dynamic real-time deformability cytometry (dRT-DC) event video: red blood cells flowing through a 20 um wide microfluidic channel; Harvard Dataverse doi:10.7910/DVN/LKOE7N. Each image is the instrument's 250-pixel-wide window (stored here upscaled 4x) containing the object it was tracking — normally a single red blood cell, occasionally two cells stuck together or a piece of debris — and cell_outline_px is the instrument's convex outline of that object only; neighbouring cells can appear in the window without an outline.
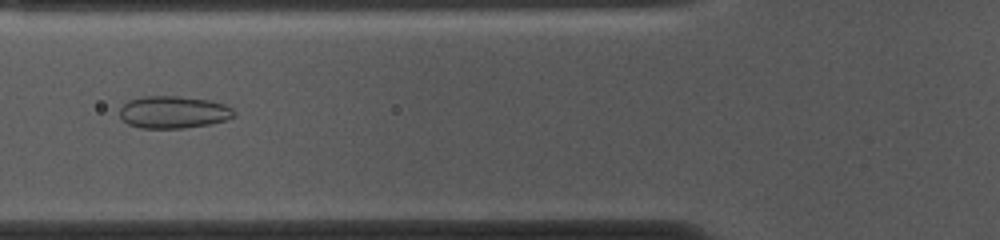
{"species": "common noctule bat (a hibernating species)", "species_latin": "Nyctalus noctula", "temperature_condition": "cold", "stored_images_in_passage": 52, "camera_frame_rate_fps": 3000, "um_per_image_px": 0.085, "animal": {"sex": "female", "body_mass_g": 10.0, "forearm_length_mm": 53.1}, "frame": {"image": 1, "passage_image": 18, "time_ms": 5.667, "image_size_px": [1000, 240], "cell_outline_px": [[236, 116], [212, 124], [184, 128], [140, 128], [128, 124], [120, 116], [120, 108], [128, 100], [144, 96], [176, 96], [208, 100], [224, 104], [232, 108], [236, 112]], "centroid_in_image_um": [14.75, 9.54], "position_along_channel_um": 111.0, "area_um2": 21.56}}
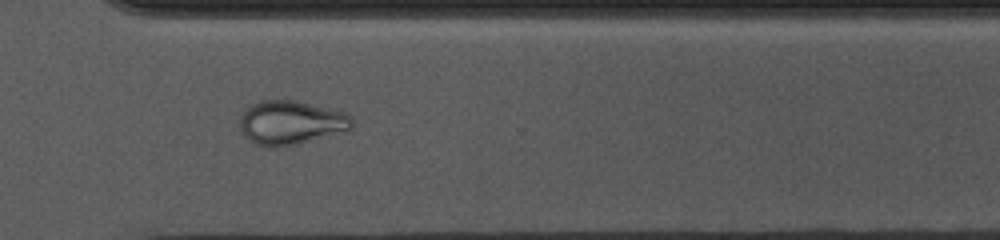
{"frame": {"image": 2, "passage_image": 37, "time_ms": 12.0, "image_size_px": [1000, 240], "cell_outline_px": [[352, 128], [348, 132], [300, 144], [276, 148], [268, 148], [256, 144], [248, 140], [244, 136], [240, 128], [240, 116], [252, 104], [264, 100], [292, 100], [344, 112], [352, 116]], "centroid_in_image_um": [24.75, 10.47], "position_along_channel_um": 345.8, "area_um2": 29.13}}
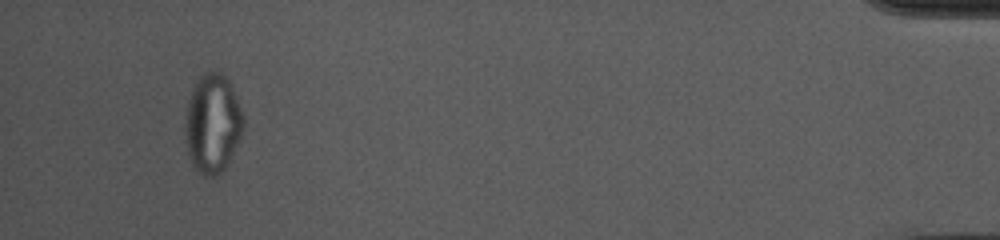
{"frame": {"image": 3, "passage_image": 49, "time_ms": 16.0, "image_size_px": [1000, 240], "cell_outline_px": [[244, 132], [228, 164], [220, 172], [212, 176], [204, 176], [192, 164], [188, 156], [184, 132], [184, 124], [188, 100], [192, 88], [196, 80], [200, 76], [212, 68], [220, 72], [228, 80], [236, 96], [244, 116]], "centroid_in_image_um": [18.07, 10.48], "position_along_channel_um": 417.1, "area_um2": 34.04}, "authors_computed_cell_mechanics": {"area_um2": 26.9348, "velocity_mm_per_s": 3.7178, "shape_relaxation_time_tau1_ms": null, "shape_relaxation_time_tau2_ms": 1.4423, "deformation_change_tau1": null, "deformation_change_tau2": 0.0784}}